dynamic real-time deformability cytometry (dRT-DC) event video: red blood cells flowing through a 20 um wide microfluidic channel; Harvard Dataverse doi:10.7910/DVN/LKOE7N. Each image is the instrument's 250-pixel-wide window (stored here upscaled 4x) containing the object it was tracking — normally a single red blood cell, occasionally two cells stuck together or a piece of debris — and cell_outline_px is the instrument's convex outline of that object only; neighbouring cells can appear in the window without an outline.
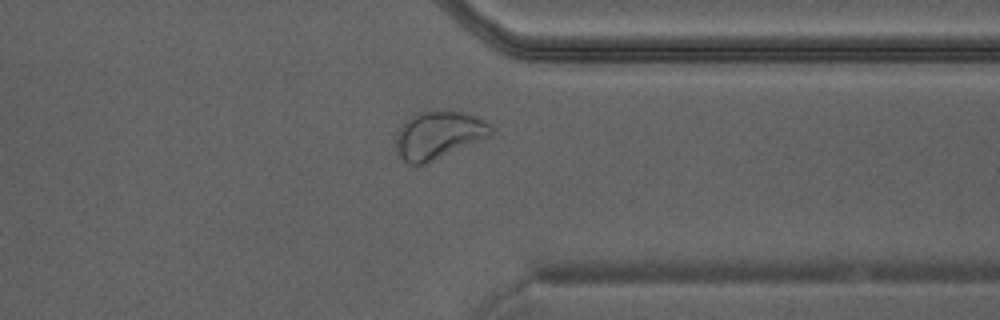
{"species": "Egyptian fruit bat (a non-hibernating species)", "species_latin": "Rousettus aegyptiacus", "temperature_condition": "warm", "stored_images_in_passage": 31, "camera_frame_rate_fps": 3000, "um_per_image_px": 0.085, "animal": {"sex": "male"}, "frame": {"image": 1, "passage_image": 22, "time_ms": 7.0, "image_size_px": [1000, 320], "cell_outline_px": [[496, 128], [492, 136], [424, 164], [408, 164], [396, 152], [396, 136], [400, 128], [412, 116], [420, 112], [464, 112], [476, 116], [484, 120]], "centroid_in_image_um": [37.33, 11.49], "position_along_channel_um": 374.1, "area_um2": 26.13}}